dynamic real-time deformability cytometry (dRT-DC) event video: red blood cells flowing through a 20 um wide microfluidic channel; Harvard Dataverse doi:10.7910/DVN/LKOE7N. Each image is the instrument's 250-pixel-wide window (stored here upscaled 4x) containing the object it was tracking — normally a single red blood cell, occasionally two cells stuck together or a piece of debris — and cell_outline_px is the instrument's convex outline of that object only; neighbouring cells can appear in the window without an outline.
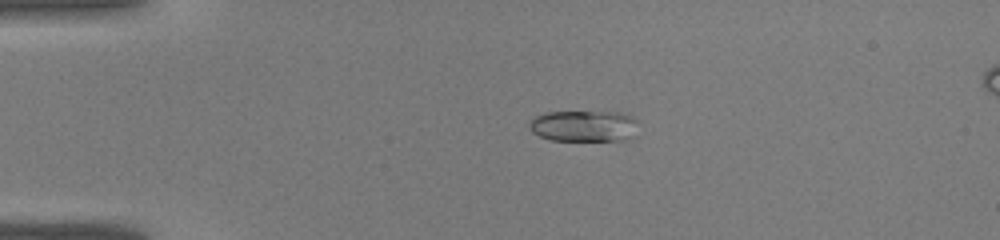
{"species": "common noctule bat (a hibernating species)", "species_latin": "Nyctalus noctula", "temperature_condition": "warm", "stored_images_in_passage": 35, "camera_frame_rate_fps": 3000, "um_per_image_px": 0.085, "animal": {"sex": "male", "body_mass_g": 19.0, "forearm_length_mm": 50.8}, "frame": {"image": 1, "passage_image": 2, "time_ms": 0.333, "image_size_px": [1000, 240], "cell_outline_px": [[636, 120], [632, 136], [620, 140], [552, 140], [540, 136], [532, 132], [528, 128], [528, 124], [536, 116], [544, 112], [620, 112], [636, 116]], "centroid_in_image_um": [49.59, 10.69], "position_along_channel_um": 35.4, "area_um2": 19.71}}
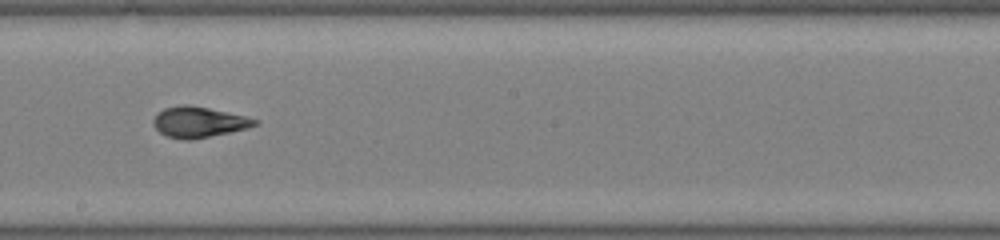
{"frame": {"image": 2, "passage_image": 17, "time_ms": 5.333, "image_size_px": [1000, 240], "cell_outline_px": [[260, 124], [248, 128], [192, 140], [184, 140], [168, 136], [160, 132], [152, 124], [152, 120], [156, 112], [164, 108], [180, 104], [188, 104], [208, 108], [244, 116], [260, 120]], "centroid_in_image_um": [16.87, 10.37], "position_along_channel_um": 231.3, "area_um2": 18.26}}
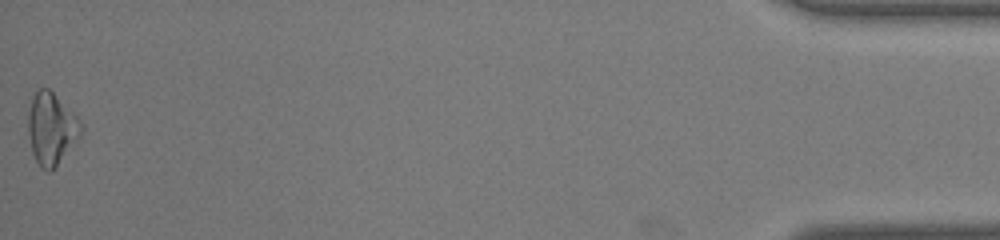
{"frame": {"image": 3, "passage_image": 35, "time_ms": 11.333, "image_size_px": [1000, 240], "cell_outline_px": [[84, 128], [80, 136], [56, 164], [48, 172], [40, 168], [32, 152], [28, 132], [28, 112], [32, 96], [40, 88], [48, 88], [84, 124]], "centroid_in_image_um": [4.35, 10.92], "position_along_channel_um": 430.8, "area_um2": 21.73}}